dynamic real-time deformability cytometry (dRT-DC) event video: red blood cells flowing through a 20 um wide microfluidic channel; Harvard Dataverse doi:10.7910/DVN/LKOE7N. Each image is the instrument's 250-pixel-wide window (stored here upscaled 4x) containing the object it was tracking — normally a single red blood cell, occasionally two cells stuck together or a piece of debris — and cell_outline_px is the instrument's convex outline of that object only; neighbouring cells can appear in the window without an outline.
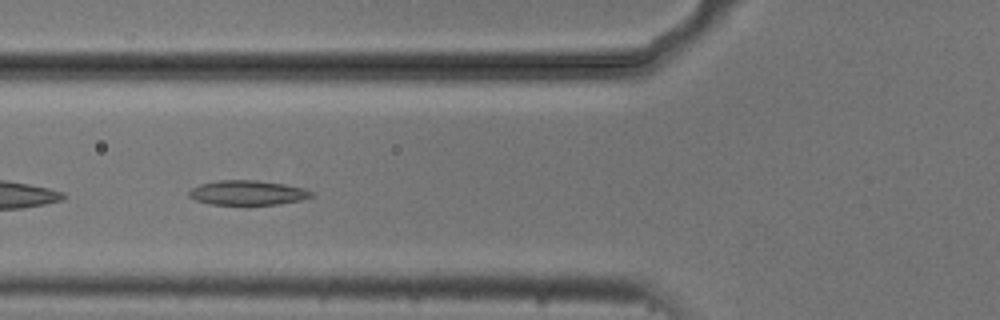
{"species": "common noctule bat (a hibernating species)", "species_latin": "Nyctalus noctula", "temperature_condition": "cold", "stored_images_in_passage": 51, "camera_frame_rate_fps": 3000, "um_per_image_px": 0.085, "animal": {"sex": "male", "body_mass_g": 20.5, "forearm_length_mm": 52.5}, "frame": {"image": 1, "passage_image": 17, "time_ms": 5.333, "image_size_px": [1000, 320], "cell_outline_px": [[312, 196], [304, 200], [276, 204], [212, 204], [196, 200], [188, 196], [188, 192], [192, 188], [200, 184], [220, 180], [256, 180], [284, 184], [304, 188], [312, 192]], "centroid_in_image_um": [21.05, 16.37], "position_along_channel_um": 104.7, "area_um2": 17.4}}
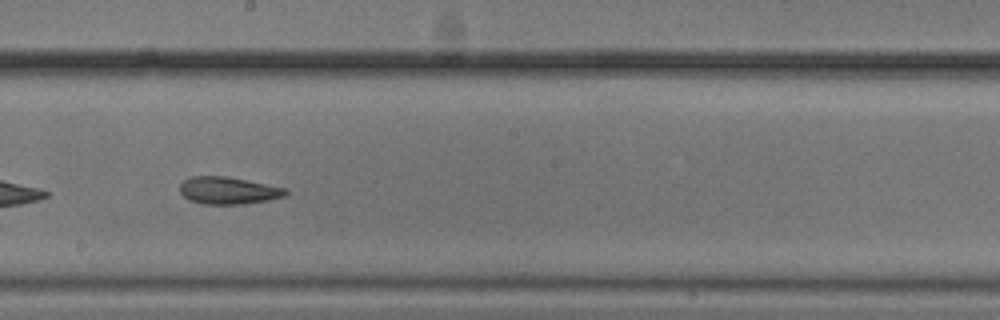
{"frame": {"image": 2, "passage_image": 27, "time_ms": 8.667, "image_size_px": [1000, 320], "cell_outline_px": [[288, 192], [284, 196], [268, 200], [244, 204], [204, 204], [188, 200], [180, 192], [180, 184], [188, 176], [224, 176], [288, 188]], "centroid_in_image_um": [19.39, 16.19], "position_along_channel_um": 228.8, "area_um2": 16.82}}
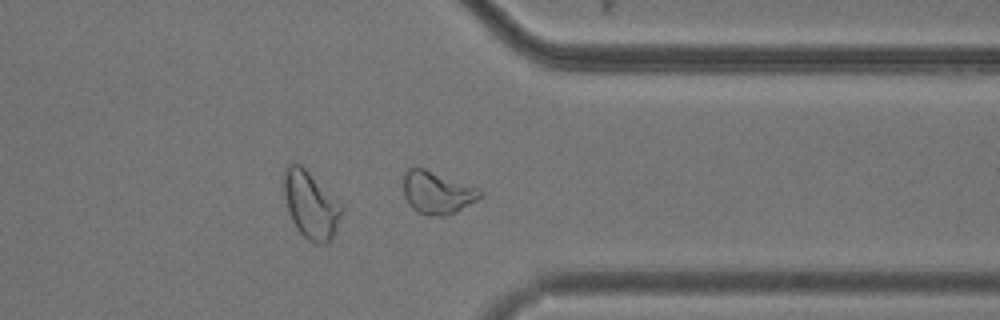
{"frame": {"image": 3, "passage_image": 39, "time_ms": 12.667, "image_size_px": [1000, 320], "cell_outline_px": [[484, 192], [476, 200], [456, 212], [444, 216], [428, 216], [412, 208], [408, 204], [404, 196], [404, 172], [408, 168], [416, 164], [476, 188]], "centroid_in_image_um": [37.1, 16.34], "position_along_channel_um": 374.3, "area_um2": 19.07}}